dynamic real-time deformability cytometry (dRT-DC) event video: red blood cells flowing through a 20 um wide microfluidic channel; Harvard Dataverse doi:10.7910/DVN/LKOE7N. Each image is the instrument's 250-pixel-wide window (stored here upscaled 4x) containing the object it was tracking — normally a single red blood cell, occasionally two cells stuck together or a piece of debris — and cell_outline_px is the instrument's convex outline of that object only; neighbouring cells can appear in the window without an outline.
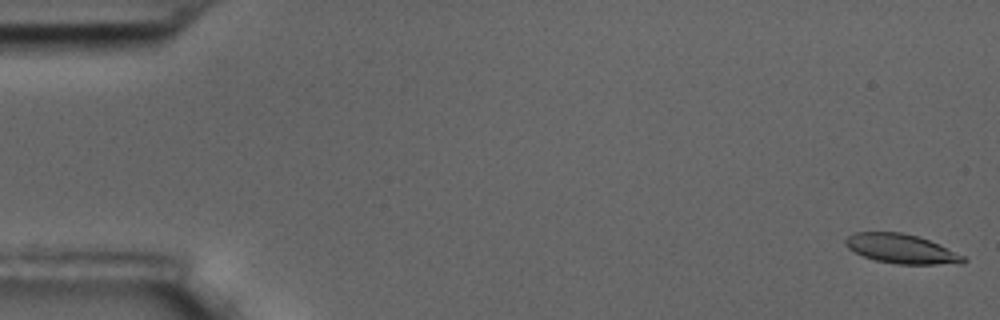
{"species": "common noctule bat (a hibernating species)", "species_latin": "Nyctalus noctula", "temperature_condition": "room temperature", "stored_images_in_passage": 29, "segment_of_instrument_passage": [1, 2], "camera_frame_rate_fps": 3000, "um_per_image_px": 0.085, "animal": {"sex": "male", "body_mass_g": 17.5, "forearm_length_mm": 52.3}, "frame": {"image": 1, "passage_image": 1, "time_ms": 0.0, "image_size_px": [1000, 320], "cell_outline_px": [[968, 260], [964, 264], [896, 264], [876, 260], [864, 256], [848, 248], [844, 244], [844, 240], [848, 236], [856, 232], [900, 232], [916, 236], [928, 240], [964, 256]], "centroid_in_image_um": [76.61, 21.16], "position_along_channel_um": 8.4, "area_um2": 19.94}}
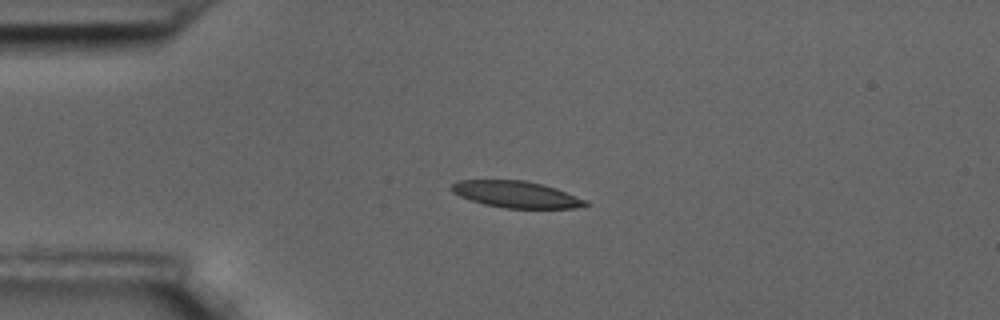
{"frame": {"image": 2, "passage_image": 14, "time_ms": 4.333, "image_size_px": [1000, 320], "cell_outline_px": [[588, 204], [584, 208], [504, 208], [484, 204], [460, 196], [452, 192], [452, 184], [460, 180], [524, 180], [556, 188], [588, 200]], "centroid_in_image_um": [43.93, 16.53], "position_along_channel_um": 41.1, "area_um2": 20.69}}
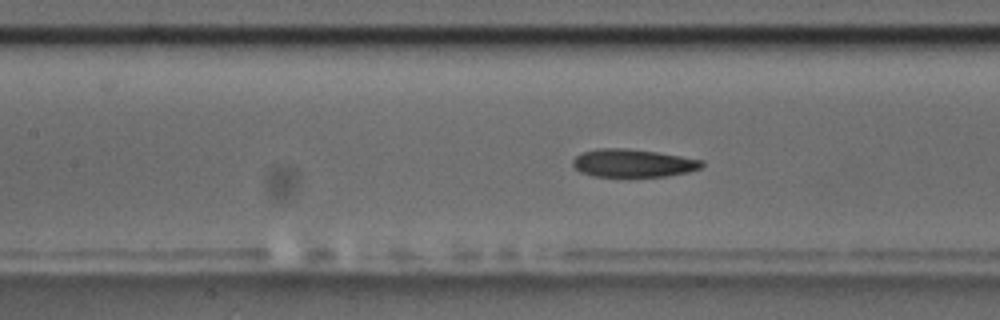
{"frame": {"image": 3, "passage_image": 26, "time_ms": 8.333, "image_size_px": [1000, 320], "cell_outline_px": [[704, 164], [700, 168], [688, 172], [668, 176], [592, 176], [580, 172], [572, 164], [572, 160], [576, 156], [584, 152], [596, 148], [624, 148], [656, 152], [704, 160]], "centroid_in_image_um": [53.8, 13.86], "position_along_channel_um": 153.6, "area_um2": 20.92}}